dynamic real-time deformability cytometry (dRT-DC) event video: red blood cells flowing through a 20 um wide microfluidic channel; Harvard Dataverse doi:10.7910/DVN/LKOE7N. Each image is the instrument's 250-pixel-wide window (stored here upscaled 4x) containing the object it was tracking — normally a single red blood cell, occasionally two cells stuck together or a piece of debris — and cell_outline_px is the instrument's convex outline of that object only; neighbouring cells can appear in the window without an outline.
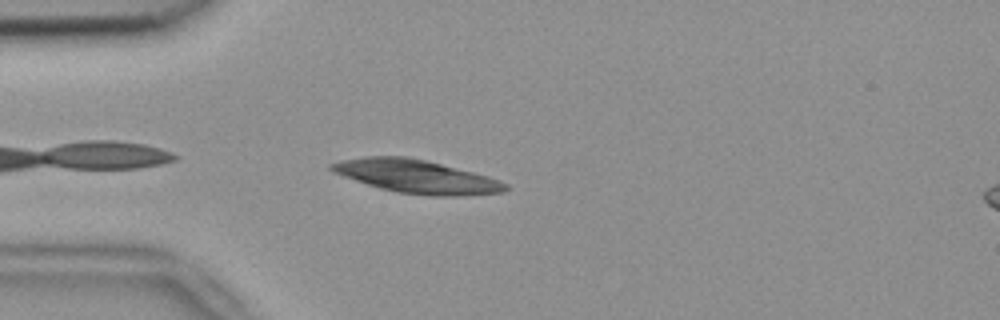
{"species": "common noctule bat (a hibernating species)", "species_latin": "Nyctalus noctula", "temperature_condition": "room temperature", "stored_images_in_passage": 40, "camera_frame_rate_fps": 3000, "um_per_image_px": 0.085, "animal": {"sex": "female", "body_mass_g": 18.4}, "frame": {"image": 1, "passage_image": 2, "time_ms": 0.333, "image_size_px": [1000, 320], "cell_outline_px": [[508, 188], [504, 192], [460, 196], [432, 196], [396, 192], [380, 188], [332, 172], [328, 168], [328, 164], [340, 160], [364, 156], [408, 156], [488, 176], [500, 180], [508, 184]], "centroid_in_image_um": [35.38, 15.0], "position_along_channel_um": 49.6, "area_um2": 33.64}}
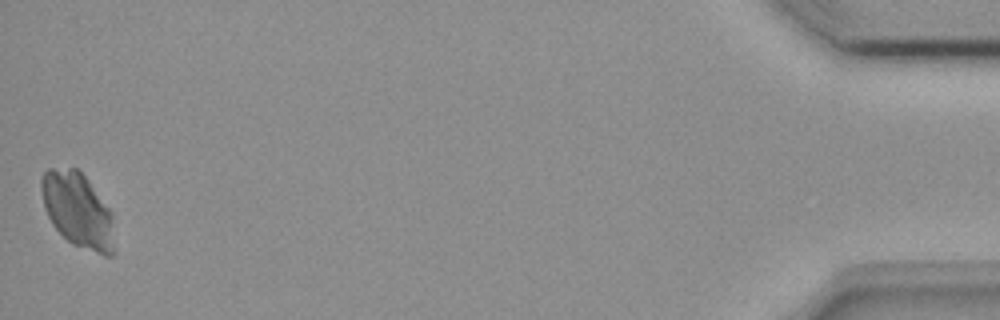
{"frame": {"image": 2, "passage_image": 40, "time_ms": 13.0, "image_size_px": [1000, 320], "cell_outline_px": [[116, 252], [112, 256], [104, 256], [72, 244], [52, 224], [44, 208], [40, 188], [40, 180], [44, 172], [48, 168], [76, 168], [88, 180], [112, 212]], "centroid_in_image_um": [6.63, 17.89], "position_along_channel_um": 428.6, "area_um2": 32.19}}